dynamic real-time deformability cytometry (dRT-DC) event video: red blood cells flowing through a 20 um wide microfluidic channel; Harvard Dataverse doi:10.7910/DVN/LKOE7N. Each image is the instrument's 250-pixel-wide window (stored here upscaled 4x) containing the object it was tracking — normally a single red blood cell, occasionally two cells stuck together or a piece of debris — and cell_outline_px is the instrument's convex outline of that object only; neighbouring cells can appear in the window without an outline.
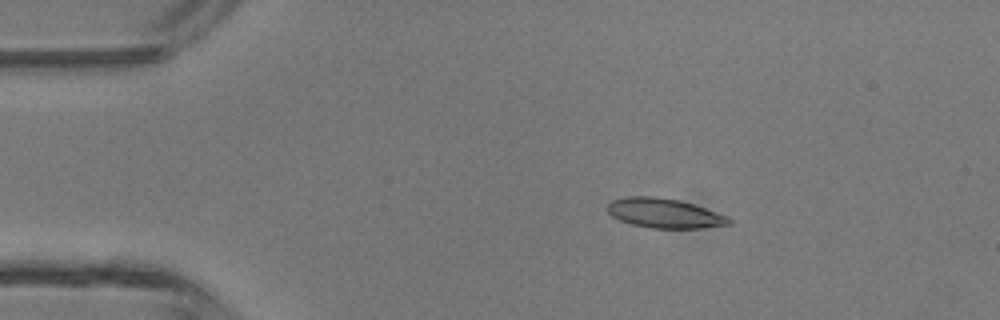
{"species": "common noctule bat (a hibernating species)", "species_latin": "Nyctalus noctula", "temperature_condition": "room temperature", "stored_images_in_passage": 3, "camera_frame_rate_fps": 3000, "um_per_image_px": 0.085, "animal": {"sex": "male", "body_mass_g": 13.3}, "frame": {"image": 1, "passage_image": 1, "time_ms": 0.0, "image_size_px": [1000, 320], "cell_outline_px": [[732, 224], [700, 228], [652, 228], [632, 224], [620, 220], [612, 216], [608, 212], [608, 204], [612, 200], [628, 196], [652, 196], [680, 200], [728, 216], [732, 220]], "centroid_in_image_um": [56.48, 18.12], "position_along_channel_um": 28.5, "area_um2": 20.81}}
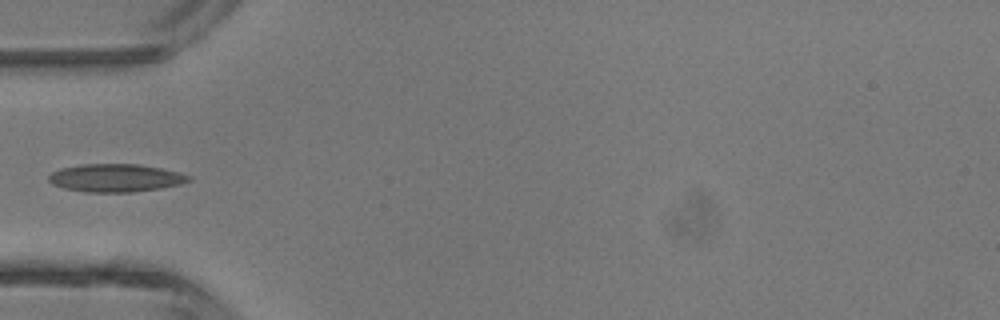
{"frame": {"image": 2, "passage_image": 3, "time_ms": 2.333, "image_size_px": [1000, 320], "cell_outline_px": [[192, 180], [180, 184], [160, 188], [132, 192], [84, 192], [64, 188], [52, 184], [48, 180], [48, 176], [52, 172], [60, 168], [80, 164], [136, 164], [160, 168], [192, 176]], "centroid_in_image_um": [9.79, 15.12], "position_along_channel_um": 75.2, "area_um2": 22.77}}